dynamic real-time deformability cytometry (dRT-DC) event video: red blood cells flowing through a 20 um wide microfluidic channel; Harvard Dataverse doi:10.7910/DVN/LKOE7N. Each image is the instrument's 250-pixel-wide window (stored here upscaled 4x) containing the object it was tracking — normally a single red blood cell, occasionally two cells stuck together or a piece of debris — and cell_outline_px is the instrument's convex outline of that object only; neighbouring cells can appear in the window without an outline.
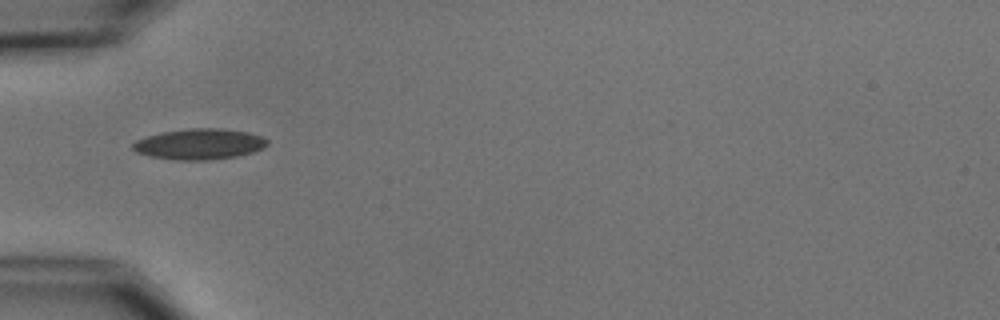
{"species": "common noctule bat (a hibernating species)", "species_latin": "Nyctalus noctula", "temperature_condition": "cold", "stored_images_in_passage": 4, "camera_frame_rate_fps": 3000, "um_per_image_px": 0.085, "animal": {"sex": "male", "body_mass_g": 15.6}, "frame": {"image": 1, "passage_image": 3, "time_ms": 2.333, "image_size_px": [1000, 320], "cell_outline_px": [[268, 144], [264, 148], [252, 152], [236, 156], [208, 160], [176, 160], [148, 156], [136, 152], [132, 148], [132, 144], [136, 140], [148, 136], [164, 132], [192, 128], [220, 128], [248, 132], [260, 136], [268, 140]], "centroid_in_image_um": [16.95, 12.25], "position_along_channel_um": 68.1, "area_um2": 23.99}}